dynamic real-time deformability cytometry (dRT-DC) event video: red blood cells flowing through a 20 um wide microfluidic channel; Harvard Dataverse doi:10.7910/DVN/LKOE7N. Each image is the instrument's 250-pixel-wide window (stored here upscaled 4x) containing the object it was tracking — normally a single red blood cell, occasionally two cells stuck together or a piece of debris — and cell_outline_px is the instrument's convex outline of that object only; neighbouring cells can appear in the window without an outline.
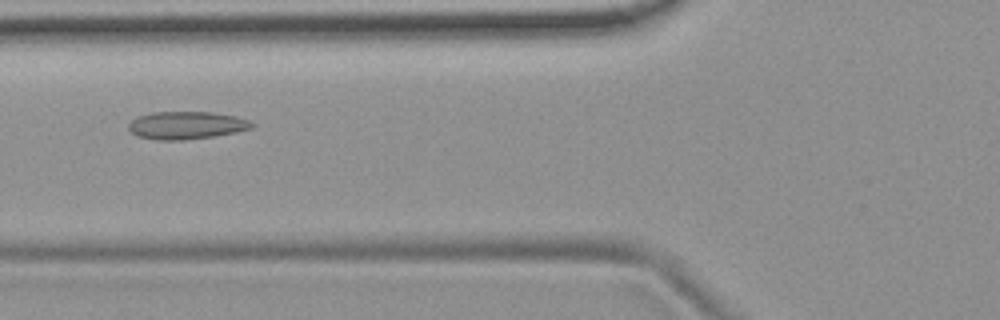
{"species": "common noctule bat (a hibernating species)", "species_latin": "Nyctalus noctula", "temperature_condition": "room temperature", "stored_images_in_passage": 54, "camera_frame_rate_fps": 3000, "um_per_image_px": 0.085, "animal": {"sex": "female", "body_mass_g": 19.9}, "frame": {"image": 1, "passage_image": 21, "time_ms": 6.667, "image_size_px": [1000, 320], "cell_outline_px": [[256, 124], [252, 128], [236, 132], [212, 136], [184, 140], [156, 140], [136, 136], [128, 128], [128, 124], [136, 116], [152, 112], [212, 112], [236, 116], [248, 120]], "centroid_in_image_um": [15.83, 10.65], "position_along_channel_um": 110.0, "area_um2": 20.0}}
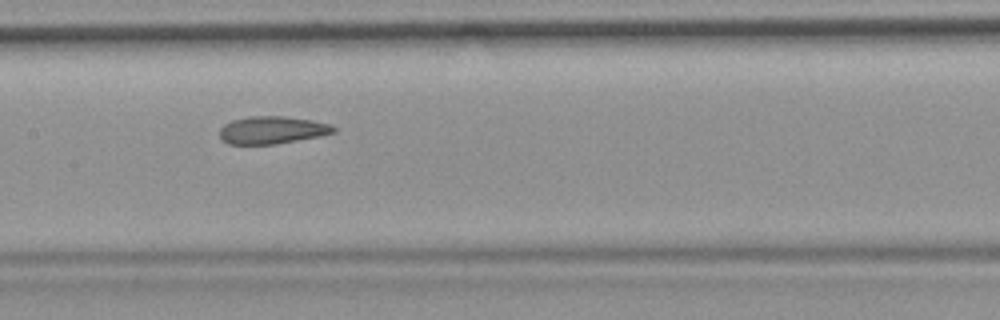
{"frame": {"image": 2, "passage_image": 27, "time_ms": 8.667, "image_size_px": [1000, 320], "cell_outline_px": [[336, 132], [320, 136], [276, 144], [228, 144], [220, 136], [220, 128], [224, 124], [232, 120], [248, 116], [284, 116], [312, 120], [332, 124], [336, 128]], "centroid_in_image_um": [23.16, 11.05], "position_along_channel_um": 184.2, "area_um2": 18.38}}
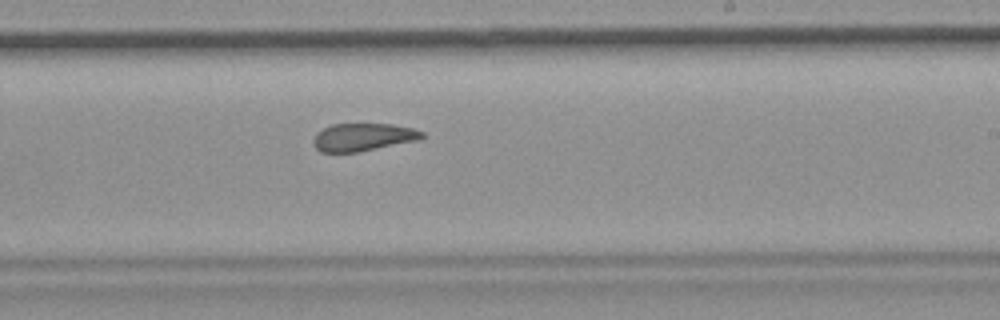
{"frame": {"image": 3, "passage_image": 33, "time_ms": 10.667, "image_size_px": [1000, 320], "cell_outline_px": [[424, 136], [420, 140], [356, 152], [320, 152], [312, 144], [312, 140], [316, 132], [332, 124], [392, 124], [412, 128], [424, 132]], "centroid_in_image_um": [30.84, 11.65], "position_along_channel_um": 258.2, "area_um2": 17.63}, "authors_computed_cell_mechanics": {"area_um2": 19.7098, "velocity_mm_per_s": 3.7188, "shape_relaxation_time_tau1_ms": null, "shape_relaxation_time_tau2_ms": 2.3564, "deformation_change_tau1": null, "deformation_change_tau2": 0.1023}}